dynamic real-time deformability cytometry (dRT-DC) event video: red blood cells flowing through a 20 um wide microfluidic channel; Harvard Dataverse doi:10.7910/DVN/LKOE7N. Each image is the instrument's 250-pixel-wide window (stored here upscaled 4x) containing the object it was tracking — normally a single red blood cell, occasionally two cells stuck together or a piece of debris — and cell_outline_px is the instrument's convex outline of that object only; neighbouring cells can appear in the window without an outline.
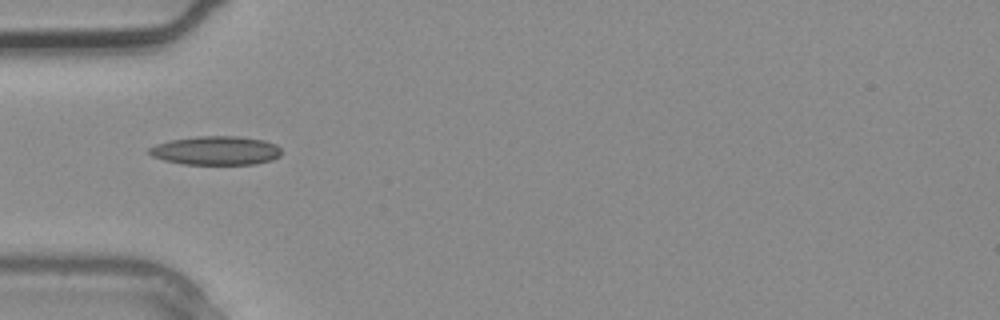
{"species": "common noctule bat (a hibernating species)", "species_latin": "Nyctalus noctula", "temperature_condition": "warm", "stored_images_in_passage": 3, "camera_frame_rate_fps": 3000, "um_per_image_px": 0.085, "animal": {"sex": "male", "body_mass_g": 20.4}, "frame": {"image": 1, "passage_image": 3, "time_ms": 0.667, "image_size_px": [1000, 320], "cell_outline_px": [[280, 156], [272, 160], [256, 164], [184, 164], [164, 160], [152, 156], [148, 152], [148, 148], [156, 144], [172, 140], [200, 136], [236, 136], [264, 140], [276, 144], [280, 148]], "centroid_in_image_um": [18.37, 12.8], "position_along_channel_um": 66.6, "area_um2": 22.14}}